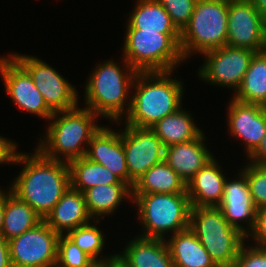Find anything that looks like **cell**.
<instances>
[{"mask_svg":"<svg viewBox=\"0 0 266 267\" xmlns=\"http://www.w3.org/2000/svg\"><path fill=\"white\" fill-rule=\"evenodd\" d=\"M15 163L25 165L10 185L11 193L26 202L44 220L71 186L68 163L48 159L37 149L30 156L17 153Z\"/></svg>","mask_w":266,"mask_h":267,"instance_id":"1","label":"cell"},{"mask_svg":"<svg viewBox=\"0 0 266 267\" xmlns=\"http://www.w3.org/2000/svg\"><path fill=\"white\" fill-rule=\"evenodd\" d=\"M174 71L138 72L132 87L131 106L126 125L151 128L165 116L181 108L183 86L180 80L170 78ZM135 85V86H134Z\"/></svg>","mask_w":266,"mask_h":267,"instance_id":"2","label":"cell"},{"mask_svg":"<svg viewBox=\"0 0 266 267\" xmlns=\"http://www.w3.org/2000/svg\"><path fill=\"white\" fill-rule=\"evenodd\" d=\"M61 114V116H60ZM59 116V117H58ZM94 114L88 108H74L68 111H58L49 118L46 137L40 139L37 150L46 158L69 163L86 155V146L93 135L101 128L95 124ZM64 155V159L61 156Z\"/></svg>","mask_w":266,"mask_h":267,"instance_id":"3","label":"cell"},{"mask_svg":"<svg viewBox=\"0 0 266 267\" xmlns=\"http://www.w3.org/2000/svg\"><path fill=\"white\" fill-rule=\"evenodd\" d=\"M122 60L126 67L123 70L113 60L98 64L85 84V108L116 123L121 122L123 113L126 116L130 110L131 99L126 100L138 73L124 58Z\"/></svg>","mask_w":266,"mask_h":267,"instance_id":"4","label":"cell"},{"mask_svg":"<svg viewBox=\"0 0 266 267\" xmlns=\"http://www.w3.org/2000/svg\"><path fill=\"white\" fill-rule=\"evenodd\" d=\"M123 53V58L137 72L171 71L185 61L180 50V33L127 29Z\"/></svg>","mask_w":266,"mask_h":267,"instance_id":"5","label":"cell"},{"mask_svg":"<svg viewBox=\"0 0 266 267\" xmlns=\"http://www.w3.org/2000/svg\"><path fill=\"white\" fill-rule=\"evenodd\" d=\"M190 229L218 267H233L247 239L227 222L218 207H191Z\"/></svg>","mask_w":266,"mask_h":267,"instance_id":"6","label":"cell"},{"mask_svg":"<svg viewBox=\"0 0 266 267\" xmlns=\"http://www.w3.org/2000/svg\"><path fill=\"white\" fill-rule=\"evenodd\" d=\"M137 205L138 219L144 227L142 237L165 239L190 227L191 204L187 193L132 194Z\"/></svg>","mask_w":266,"mask_h":267,"instance_id":"7","label":"cell"},{"mask_svg":"<svg viewBox=\"0 0 266 267\" xmlns=\"http://www.w3.org/2000/svg\"><path fill=\"white\" fill-rule=\"evenodd\" d=\"M228 2L197 0L189 23L180 32V50L184 60L189 54H203L226 45Z\"/></svg>","mask_w":266,"mask_h":267,"instance_id":"8","label":"cell"},{"mask_svg":"<svg viewBox=\"0 0 266 267\" xmlns=\"http://www.w3.org/2000/svg\"><path fill=\"white\" fill-rule=\"evenodd\" d=\"M60 234L42 220L9 240L12 267H55Z\"/></svg>","mask_w":266,"mask_h":267,"instance_id":"9","label":"cell"},{"mask_svg":"<svg viewBox=\"0 0 266 267\" xmlns=\"http://www.w3.org/2000/svg\"><path fill=\"white\" fill-rule=\"evenodd\" d=\"M31 76L47 106L53 111H68L78 106L77 91L52 66L37 57L10 54Z\"/></svg>","mask_w":266,"mask_h":267,"instance_id":"10","label":"cell"},{"mask_svg":"<svg viewBox=\"0 0 266 267\" xmlns=\"http://www.w3.org/2000/svg\"><path fill=\"white\" fill-rule=\"evenodd\" d=\"M256 52L243 47L224 45L204 52L205 60L199 69V77L205 82L239 89L244 75Z\"/></svg>","mask_w":266,"mask_h":267,"instance_id":"11","label":"cell"},{"mask_svg":"<svg viewBox=\"0 0 266 267\" xmlns=\"http://www.w3.org/2000/svg\"><path fill=\"white\" fill-rule=\"evenodd\" d=\"M122 131L129 186L133 188L146 171L164 160L165 146L151 128L126 125Z\"/></svg>","mask_w":266,"mask_h":267,"instance_id":"12","label":"cell"},{"mask_svg":"<svg viewBox=\"0 0 266 267\" xmlns=\"http://www.w3.org/2000/svg\"><path fill=\"white\" fill-rule=\"evenodd\" d=\"M266 20L251 0H229L226 45L261 52Z\"/></svg>","mask_w":266,"mask_h":267,"instance_id":"13","label":"cell"},{"mask_svg":"<svg viewBox=\"0 0 266 267\" xmlns=\"http://www.w3.org/2000/svg\"><path fill=\"white\" fill-rule=\"evenodd\" d=\"M0 74L15 105L49 120L54 112L47 106L29 73L11 55L0 57Z\"/></svg>","mask_w":266,"mask_h":267,"instance_id":"14","label":"cell"},{"mask_svg":"<svg viewBox=\"0 0 266 267\" xmlns=\"http://www.w3.org/2000/svg\"><path fill=\"white\" fill-rule=\"evenodd\" d=\"M240 173L238 179L225 180L223 197L218 208L222 210L227 222L248 238L255 227L257 209L252 202L247 178L242 171ZM240 220L248 223L247 230L239 224Z\"/></svg>","mask_w":266,"mask_h":267,"instance_id":"15","label":"cell"},{"mask_svg":"<svg viewBox=\"0 0 266 267\" xmlns=\"http://www.w3.org/2000/svg\"><path fill=\"white\" fill-rule=\"evenodd\" d=\"M227 108L229 132L244 141L249 156L266 134V114L262 105L244 103L232 98Z\"/></svg>","mask_w":266,"mask_h":267,"instance_id":"16","label":"cell"},{"mask_svg":"<svg viewBox=\"0 0 266 267\" xmlns=\"http://www.w3.org/2000/svg\"><path fill=\"white\" fill-rule=\"evenodd\" d=\"M88 146L86 158L105 166L129 185V172L122 142V130L118 133L110 127L101 126L91 138Z\"/></svg>","mask_w":266,"mask_h":267,"instance_id":"17","label":"cell"},{"mask_svg":"<svg viewBox=\"0 0 266 267\" xmlns=\"http://www.w3.org/2000/svg\"><path fill=\"white\" fill-rule=\"evenodd\" d=\"M204 133L192 141L165 147L164 161L187 182L214 156L204 146Z\"/></svg>","mask_w":266,"mask_h":267,"instance_id":"18","label":"cell"},{"mask_svg":"<svg viewBox=\"0 0 266 267\" xmlns=\"http://www.w3.org/2000/svg\"><path fill=\"white\" fill-rule=\"evenodd\" d=\"M215 158L203 166L186 184L191 207H218L226 177Z\"/></svg>","mask_w":266,"mask_h":267,"instance_id":"19","label":"cell"},{"mask_svg":"<svg viewBox=\"0 0 266 267\" xmlns=\"http://www.w3.org/2000/svg\"><path fill=\"white\" fill-rule=\"evenodd\" d=\"M83 192L71 186L46 216L44 221L56 233L66 235L70 230L91 223Z\"/></svg>","mask_w":266,"mask_h":267,"instance_id":"20","label":"cell"},{"mask_svg":"<svg viewBox=\"0 0 266 267\" xmlns=\"http://www.w3.org/2000/svg\"><path fill=\"white\" fill-rule=\"evenodd\" d=\"M117 256L126 267H174L165 239L135 237Z\"/></svg>","mask_w":266,"mask_h":267,"instance_id":"21","label":"cell"},{"mask_svg":"<svg viewBox=\"0 0 266 267\" xmlns=\"http://www.w3.org/2000/svg\"><path fill=\"white\" fill-rule=\"evenodd\" d=\"M166 243L174 267H218L190 227L173 234Z\"/></svg>","mask_w":266,"mask_h":267,"instance_id":"22","label":"cell"},{"mask_svg":"<svg viewBox=\"0 0 266 267\" xmlns=\"http://www.w3.org/2000/svg\"><path fill=\"white\" fill-rule=\"evenodd\" d=\"M147 193H187L186 184L163 160L146 171L132 188V194Z\"/></svg>","mask_w":266,"mask_h":267,"instance_id":"23","label":"cell"},{"mask_svg":"<svg viewBox=\"0 0 266 267\" xmlns=\"http://www.w3.org/2000/svg\"><path fill=\"white\" fill-rule=\"evenodd\" d=\"M84 196L89 215L99 223L100 219H95V216L99 218L112 214L124 198L132 201V188L128 184L97 185L87 189Z\"/></svg>","mask_w":266,"mask_h":267,"instance_id":"24","label":"cell"},{"mask_svg":"<svg viewBox=\"0 0 266 267\" xmlns=\"http://www.w3.org/2000/svg\"><path fill=\"white\" fill-rule=\"evenodd\" d=\"M127 22V29L180 33L172 23L170 15L157 0H138Z\"/></svg>","mask_w":266,"mask_h":267,"instance_id":"25","label":"cell"},{"mask_svg":"<svg viewBox=\"0 0 266 267\" xmlns=\"http://www.w3.org/2000/svg\"><path fill=\"white\" fill-rule=\"evenodd\" d=\"M192 116L179 108L172 114L165 116L163 119L154 124L151 129L162 141L165 147L179 144L182 142L192 141L203 132L194 124Z\"/></svg>","mask_w":266,"mask_h":267,"instance_id":"26","label":"cell"},{"mask_svg":"<svg viewBox=\"0 0 266 267\" xmlns=\"http://www.w3.org/2000/svg\"><path fill=\"white\" fill-rule=\"evenodd\" d=\"M68 165L71 187L83 193L97 185L127 184L105 166L85 156L70 161Z\"/></svg>","mask_w":266,"mask_h":267,"instance_id":"27","label":"cell"},{"mask_svg":"<svg viewBox=\"0 0 266 267\" xmlns=\"http://www.w3.org/2000/svg\"><path fill=\"white\" fill-rule=\"evenodd\" d=\"M42 220L32 207L17 198L8 188L2 232L8 241L34 228Z\"/></svg>","mask_w":266,"mask_h":267,"instance_id":"28","label":"cell"},{"mask_svg":"<svg viewBox=\"0 0 266 267\" xmlns=\"http://www.w3.org/2000/svg\"><path fill=\"white\" fill-rule=\"evenodd\" d=\"M235 93L233 98L240 102L263 105L266 101V54L263 51L254 54Z\"/></svg>","mask_w":266,"mask_h":267,"instance_id":"29","label":"cell"},{"mask_svg":"<svg viewBox=\"0 0 266 267\" xmlns=\"http://www.w3.org/2000/svg\"><path fill=\"white\" fill-rule=\"evenodd\" d=\"M66 236L93 259H102L103 256H98L102 253L103 247H105V237L95 225L88 223L77 227L70 230Z\"/></svg>","mask_w":266,"mask_h":267,"instance_id":"30","label":"cell"},{"mask_svg":"<svg viewBox=\"0 0 266 267\" xmlns=\"http://www.w3.org/2000/svg\"><path fill=\"white\" fill-rule=\"evenodd\" d=\"M92 259L66 235H60L55 267H86Z\"/></svg>","mask_w":266,"mask_h":267,"instance_id":"31","label":"cell"},{"mask_svg":"<svg viewBox=\"0 0 266 267\" xmlns=\"http://www.w3.org/2000/svg\"><path fill=\"white\" fill-rule=\"evenodd\" d=\"M246 166L242 172L247 178L252 202L257 210L264 208L266 207V165L249 163Z\"/></svg>","mask_w":266,"mask_h":267,"instance_id":"32","label":"cell"},{"mask_svg":"<svg viewBox=\"0 0 266 267\" xmlns=\"http://www.w3.org/2000/svg\"><path fill=\"white\" fill-rule=\"evenodd\" d=\"M170 15L172 23L181 32L189 23L197 0H157Z\"/></svg>","mask_w":266,"mask_h":267,"instance_id":"33","label":"cell"},{"mask_svg":"<svg viewBox=\"0 0 266 267\" xmlns=\"http://www.w3.org/2000/svg\"><path fill=\"white\" fill-rule=\"evenodd\" d=\"M244 245L241 246L233 267H266V248Z\"/></svg>","mask_w":266,"mask_h":267,"instance_id":"34","label":"cell"},{"mask_svg":"<svg viewBox=\"0 0 266 267\" xmlns=\"http://www.w3.org/2000/svg\"><path fill=\"white\" fill-rule=\"evenodd\" d=\"M248 236L256 241L254 246L266 248V207L257 210L255 227Z\"/></svg>","mask_w":266,"mask_h":267,"instance_id":"35","label":"cell"},{"mask_svg":"<svg viewBox=\"0 0 266 267\" xmlns=\"http://www.w3.org/2000/svg\"><path fill=\"white\" fill-rule=\"evenodd\" d=\"M16 143L7 140L6 138L0 136V164L4 163H14L16 157Z\"/></svg>","mask_w":266,"mask_h":267,"instance_id":"36","label":"cell"},{"mask_svg":"<svg viewBox=\"0 0 266 267\" xmlns=\"http://www.w3.org/2000/svg\"><path fill=\"white\" fill-rule=\"evenodd\" d=\"M247 157H249L250 163L266 165V134L258 147Z\"/></svg>","mask_w":266,"mask_h":267,"instance_id":"37","label":"cell"},{"mask_svg":"<svg viewBox=\"0 0 266 267\" xmlns=\"http://www.w3.org/2000/svg\"><path fill=\"white\" fill-rule=\"evenodd\" d=\"M0 267H12L9 241L0 234Z\"/></svg>","mask_w":266,"mask_h":267,"instance_id":"38","label":"cell"},{"mask_svg":"<svg viewBox=\"0 0 266 267\" xmlns=\"http://www.w3.org/2000/svg\"><path fill=\"white\" fill-rule=\"evenodd\" d=\"M118 260L117 254L110 257H105L102 259H92L86 267H111Z\"/></svg>","mask_w":266,"mask_h":267,"instance_id":"39","label":"cell"},{"mask_svg":"<svg viewBox=\"0 0 266 267\" xmlns=\"http://www.w3.org/2000/svg\"><path fill=\"white\" fill-rule=\"evenodd\" d=\"M0 189V234L3 232L4 214L6 206V192Z\"/></svg>","mask_w":266,"mask_h":267,"instance_id":"40","label":"cell"},{"mask_svg":"<svg viewBox=\"0 0 266 267\" xmlns=\"http://www.w3.org/2000/svg\"><path fill=\"white\" fill-rule=\"evenodd\" d=\"M251 2L255 5L262 17L266 20V0H251Z\"/></svg>","mask_w":266,"mask_h":267,"instance_id":"41","label":"cell"},{"mask_svg":"<svg viewBox=\"0 0 266 267\" xmlns=\"http://www.w3.org/2000/svg\"><path fill=\"white\" fill-rule=\"evenodd\" d=\"M111 267H126L121 261L117 260Z\"/></svg>","mask_w":266,"mask_h":267,"instance_id":"42","label":"cell"},{"mask_svg":"<svg viewBox=\"0 0 266 267\" xmlns=\"http://www.w3.org/2000/svg\"><path fill=\"white\" fill-rule=\"evenodd\" d=\"M262 51L266 54V32H265V39H264V47Z\"/></svg>","mask_w":266,"mask_h":267,"instance_id":"43","label":"cell"},{"mask_svg":"<svg viewBox=\"0 0 266 267\" xmlns=\"http://www.w3.org/2000/svg\"><path fill=\"white\" fill-rule=\"evenodd\" d=\"M262 108H263L264 113L266 114V101L263 103Z\"/></svg>","mask_w":266,"mask_h":267,"instance_id":"44","label":"cell"}]
</instances>
